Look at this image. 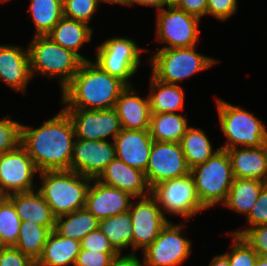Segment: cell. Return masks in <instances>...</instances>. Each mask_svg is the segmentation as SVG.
Segmentation results:
<instances>
[{
  "label": "cell",
  "mask_w": 267,
  "mask_h": 266,
  "mask_svg": "<svg viewBox=\"0 0 267 266\" xmlns=\"http://www.w3.org/2000/svg\"><path fill=\"white\" fill-rule=\"evenodd\" d=\"M73 138V124L63 108L38 128L23 124L21 128V145L39 172L70 170L75 142Z\"/></svg>",
  "instance_id": "6da1fadb"
},
{
  "label": "cell",
  "mask_w": 267,
  "mask_h": 266,
  "mask_svg": "<svg viewBox=\"0 0 267 266\" xmlns=\"http://www.w3.org/2000/svg\"><path fill=\"white\" fill-rule=\"evenodd\" d=\"M127 85L90 60L83 61L73 79L62 89L63 109H114Z\"/></svg>",
  "instance_id": "7a4b0ae2"
},
{
  "label": "cell",
  "mask_w": 267,
  "mask_h": 266,
  "mask_svg": "<svg viewBox=\"0 0 267 266\" xmlns=\"http://www.w3.org/2000/svg\"><path fill=\"white\" fill-rule=\"evenodd\" d=\"M39 174L42 183L37 190L56 218L85 208L87 192L93 179L72 170L43 171Z\"/></svg>",
  "instance_id": "3957f363"
},
{
  "label": "cell",
  "mask_w": 267,
  "mask_h": 266,
  "mask_svg": "<svg viewBox=\"0 0 267 266\" xmlns=\"http://www.w3.org/2000/svg\"><path fill=\"white\" fill-rule=\"evenodd\" d=\"M33 37L27 48L32 76L36 74L50 78L59 77L63 89L78 72L83 60L47 35Z\"/></svg>",
  "instance_id": "277c9868"
},
{
  "label": "cell",
  "mask_w": 267,
  "mask_h": 266,
  "mask_svg": "<svg viewBox=\"0 0 267 266\" xmlns=\"http://www.w3.org/2000/svg\"><path fill=\"white\" fill-rule=\"evenodd\" d=\"M216 104L221 131L228 140L220 149L260 147L267 143L265 124L253 113L218 98Z\"/></svg>",
  "instance_id": "5b68a950"
},
{
  "label": "cell",
  "mask_w": 267,
  "mask_h": 266,
  "mask_svg": "<svg viewBox=\"0 0 267 266\" xmlns=\"http://www.w3.org/2000/svg\"><path fill=\"white\" fill-rule=\"evenodd\" d=\"M190 174L194 179L198 198L206 209L225 202L234 180L226 150L219 149L207 161L191 168Z\"/></svg>",
  "instance_id": "8992f818"
},
{
  "label": "cell",
  "mask_w": 267,
  "mask_h": 266,
  "mask_svg": "<svg viewBox=\"0 0 267 266\" xmlns=\"http://www.w3.org/2000/svg\"><path fill=\"white\" fill-rule=\"evenodd\" d=\"M195 48L158 49L149 59L152 75L162 82L179 84L177 82L217 63V60L197 53Z\"/></svg>",
  "instance_id": "52a82bcc"
},
{
  "label": "cell",
  "mask_w": 267,
  "mask_h": 266,
  "mask_svg": "<svg viewBox=\"0 0 267 266\" xmlns=\"http://www.w3.org/2000/svg\"><path fill=\"white\" fill-rule=\"evenodd\" d=\"M151 195L156 199L163 215L166 212L183 216L186 221L206 209L198 198L190 173L155 185L151 189Z\"/></svg>",
  "instance_id": "ba28073f"
},
{
  "label": "cell",
  "mask_w": 267,
  "mask_h": 266,
  "mask_svg": "<svg viewBox=\"0 0 267 266\" xmlns=\"http://www.w3.org/2000/svg\"><path fill=\"white\" fill-rule=\"evenodd\" d=\"M143 51L145 49H140L128 37H114L104 40L98 46L94 63L110 75L118 77L127 86H132L129 80L138 70Z\"/></svg>",
  "instance_id": "9c48e42d"
},
{
  "label": "cell",
  "mask_w": 267,
  "mask_h": 266,
  "mask_svg": "<svg viewBox=\"0 0 267 266\" xmlns=\"http://www.w3.org/2000/svg\"><path fill=\"white\" fill-rule=\"evenodd\" d=\"M157 12V40L168 44L160 49L196 46L200 35V18L176 8L173 4Z\"/></svg>",
  "instance_id": "30bf717a"
},
{
  "label": "cell",
  "mask_w": 267,
  "mask_h": 266,
  "mask_svg": "<svg viewBox=\"0 0 267 266\" xmlns=\"http://www.w3.org/2000/svg\"><path fill=\"white\" fill-rule=\"evenodd\" d=\"M182 224L169 221L143 252L142 266H180L191 253V241L181 236Z\"/></svg>",
  "instance_id": "8fae6325"
},
{
  "label": "cell",
  "mask_w": 267,
  "mask_h": 266,
  "mask_svg": "<svg viewBox=\"0 0 267 266\" xmlns=\"http://www.w3.org/2000/svg\"><path fill=\"white\" fill-rule=\"evenodd\" d=\"M144 173L150 189L161 182L189 174L190 168L180 142L154 141Z\"/></svg>",
  "instance_id": "7c38bea8"
},
{
  "label": "cell",
  "mask_w": 267,
  "mask_h": 266,
  "mask_svg": "<svg viewBox=\"0 0 267 266\" xmlns=\"http://www.w3.org/2000/svg\"><path fill=\"white\" fill-rule=\"evenodd\" d=\"M149 196L137 198L139 201L135 205L132 202L128 210L133 228L131 254H135L138 249H146L169 222L156 199Z\"/></svg>",
  "instance_id": "4fadbf2b"
},
{
  "label": "cell",
  "mask_w": 267,
  "mask_h": 266,
  "mask_svg": "<svg viewBox=\"0 0 267 266\" xmlns=\"http://www.w3.org/2000/svg\"><path fill=\"white\" fill-rule=\"evenodd\" d=\"M36 172L39 170L20 144L0 155V190L7 195L33 191Z\"/></svg>",
  "instance_id": "5bb4252c"
},
{
  "label": "cell",
  "mask_w": 267,
  "mask_h": 266,
  "mask_svg": "<svg viewBox=\"0 0 267 266\" xmlns=\"http://www.w3.org/2000/svg\"><path fill=\"white\" fill-rule=\"evenodd\" d=\"M69 115L74 128L75 139L93 141L107 140L112 136L114 141L122 130L120 119L115 109L86 110L64 109Z\"/></svg>",
  "instance_id": "9a60e30c"
},
{
  "label": "cell",
  "mask_w": 267,
  "mask_h": 266,
  "mask_svg": "<svg viewBox=\"0 0 267 266\" xmlns=\"http://www.w3.org/2000/svg\"><path fill=\"white\" fill-rule=\"evenodd\" d=\"M115 157L114 141L75 139L70 170L97 179Z\"/></svg>",
  "instance_id": "2e32d148"
},
{
  "label": "cell",
  "mask_w": 267,
  "mask_h": 266,
  "mask_svg": "<svg viewBox=\"0 0 267 266\" xmlns=\"http://www.w3.org/2000/svg\"><path fill=\"white\" fill-rule=\"evenodd\" d=\"M94 185L89 186L85 208L98 220L126 212L130 209L133 197L130 193L116 187L103 184L93 179Z\"/></svg>",
  "instance_id": "e0dca14e"
},
{
  "label": "cell",
  "mask_w": 267,
  "mask_h": 266,
  "mask_svg": "<svg viewBox=\"0 0 267 266\" xmlns=\"http://www.w3.org/2000/svg\"><path fill=\"white\" fill-rule=\"evenodd\" d=\"M153 142L149 130L122 129L114 139L116 158L145 172Z\"/></svg>",
  "instance_id": "ac0fdd59"
},
{
  "label": "cell",
  "mask_w": 267,
  "mask_h": 266,
  "mask_svg": "<svg viewBox=\"0 0 267 266\" xmlns=\"http://www.w3.org/2000/svg\"><path fill=\"white\" fill-rule=\"evenodd\" d=\"M97 180L105 185L126 191L135 198L151 194L145 173L137 168L130 167L116 157L106 166Z\"/></svg>",
  "instance_id": "d6986e66"
},
{
  "label": "cell",
  "mask_w": 267,
  "mask_h": 266,
  "mask_svg": "<svg viewBox=\"0 0 267 266\" xmlns=\"http://www.w3.org/2000/svg\"><path fill=\"white\" fill-rule=\"evenodd\" d=\"M31 78L28 49L0 45V80L11 88L26 93V85Z\"/></svg>",
  "instance_id": "ffe728a7"
},
{
  "label": "cell",
  "mask_w": 267,
  "mask_h": 266,
  "mask_svg": "<svg viewBox=\"0 0 267 266\" xmlns=\"http://www.w3.org/2000/svg\"><path fill=\"white\" fill-rule=\"evenodd\" d=\"M234 178L257 179L267 183V143L260 147L226 150Z\"/></svg>",
  "instance_id": "44dd1931"
},
{
  "label": "cell",
  "mask_w": 267,
  "mask_h": 266,
  "mask_svg": "<svg viewBox=\"0 0 267 266\" xmlns=\"http://www.w3.org/2000/svg\"><path fill=\"white\" fill-rule=\"evenodd\" d=\"M114 109L122 129L149 130L151 113L148 96L144 99L136 95L133 86H127L120 93Z\"/></svg>",
  "instance_id": "7402d4cb"
},
{
  "label": "cell",
  "mask_w": 267,
  "mask_h": 266,
  "mask_svg": "<svg viewBox=\"0 0 267 266\" xmlns=\"http://www.w3.org/2000/svg\"><path fill=\"white\" fill-rule=\"evenodd\" d=\"M35 191V192H34ZM21 221H30L46 228H55L56 217L38 190L8 195Z\"/></svg>",
  "instance_id": "603a6c76"
},
{
  "label": "cell",
  "mask_w": 267,
  "mask_h": 266,
  "mask_svg": "<svg viewBox=\"0 0 267 266\" xmlns=\"http://www.w3.org/2000/svg\"><path fill=\"white\" fill-rule=\"evenodd\" d=\"M80 249V241L63 237L52 230L36 266H74Z\"/></svg>",
  "instance_id": "cb8c5ba5"
},
{
  "label": "cell",
  "mask_w": 267,
  "mask_h": 266,
  "mask_svg": "<svg viewBox=\"0 0 267 266\" xmlns=\"http://www.w3.org/2000/svg\"><path fill=\"white\" fill-rule=\"evenodd\" d=\"M93 29L82 21L62 17L47 34L55 43L76 53L83 61L88 60L79 54V49L92 39Z\"/></svg>",
  "instance_id": "d4e9b609"
},
{
  "label": "cell",
  "mask_w": 267,
  "mask_h": 266,
  "mask_svg": "<svg viewBox=\"0 0 267 266\" xmlns=\"http://www.w3.org/2000/svg\"><path fill=\"white\" fill-rule=\"evenodd\" d=\"M148 96L150 113H176L184 108V90L179 84L162 82L151 75Z\"/></svg>",
  "instance_id": "484cf974"
},
{
  "label": "cell",
  "mask_w": 267,
  "mask_h": 266,
  "mask_svg": "<svg viewBox=\"0 0 267 266\" xmlns=\"http://www.w3.org/2000/svg\"><path fill=\"white\" fill-rule=\"evenodd\" d=\"M265 184L257 179L234 178L229 194L222 205L247 216Z\"/></svg>",
  "instance_id": "4316f807"
},
{
  "label": "cell",
  "mask_w": 267,
  "mask_h": 266,
  "mask_svg": "<svg viewBox=\"0 0 267 266\" xmlns=\"http://www.w3.org/2000/svg\"><path fill=\"white\" fill-rule=\"evenodd\" d=\"M99 228V220L86 208L56 218L54 230L61 236L81 241Z\"/></svg>",
  "instance_id": "83f0119b"
},
{
  "label": "cell",
  "mask_w": 267,
  "mask_h": 266,
  "mask_svg": "<svg viewBox=\"0 0 267 266\" xmlns=\"http://www.w3.org/2000/svg\"><path fill=\"white\" fill-rule=\"evenodd\" d=\"M189 128L187 119L177 113L150 115V136L159 142H180Z\"/></svg>",
  "instance_id": "f1b7e54d"
},
{
  "label": "cell",
  "mask_w": 267,
  "mask_h": 266,
  "mask_svg": "<svg viewBox=\"0 0 267 266\" xmlns=\"http://www.w3.org/2000/svg\"><path fill=\"white\" fill-rule=\"evenodd\" d=\"M188 167L191 169L211 158L220 148L213 150L201 128L189 127L180 141Z\"/></svg>",
  "instance_id": "f546056e"
},
{
  "label": "cell",
  "mask_w": 267,
  "mask_h": 266,
  "mask_svg": "<svg viewBox=\"0 0 267 266\" xmlns=\"http://www.w3.org/2000/svg\"><path fill=\"white\" fill-rule=\"evenodd\" d=\"M99 229L119 254L130 245L132 248L133 228L129 211L99 220Z\"/></svg>",
  "instance_id": "4dcf8cb0"
},
{
  "label": "cell",
  "mask_w": 267,
  "mask_h": 266,
  "mask_svg": "<svg viewBox=\"0 0 267 266\" xmlns=\"http://www.w3.org/2000/svg\"><path fill=\"white\" fill-rule=\"evenodd\" d=\"M28 11L35 24V36L47 35L63 17V0H31Z\"/></svg>",
  "instance_id": "1f68e13d"
},
{
  "label": "cell",
  "mask_w": 267,
  "mask_h": 266,
  "mask_svg": "<svg viewBox=\"0 0 267 266\" xmlns=\"http://www.w3.org/2000/svg\"><path fill=\"white\" fill-rule=\"evenodd\" d=\"M52 230L54 228H46L30 221H23L15 247L37 261Z\"/></svg>",
  "instance_id": "d6a6232c"
},
{
  "label": "cell",
  "mask_w": 267,
  "mask_h": 266,
  "mask_svg": "<svg viewBox=\"0 0 267 266\" xmlns=\"http://www.w3.org/2000/svg\"><path fill=\"white\" fill-rule=\"evenodd\" d=\"M21 222L13 203L7 198L0 206V238L5 247L16 245Z\"/></svg>",
  "instance_id": "836d02e7"
},
{
  "label": "cell",
  "mask_w": 267,
  "mask_h": 266,
  "mask_svg": "<svg viewBox=\"0 0 267 266\" xmlns=\"http://www.w3.org/2000/svg\"><path fill=\"white\" fill-rule=\"evenodd\" d=\"M228 233L234 238L231 252L224 253L229 260L230 266H255L258 254L242 236Z\"/></svg>",
  "instance_id": "e575fe53"
},
{
  "label": "cell",
  "mask_w": 267,
  "mask_h": 266,
  "mask_svg": "<svg viewBox=\"0 0 267 266\" xmlns=\"http://www.w3.org/2000/svg\"><path fill=\"white\" fill-rule=\"evenodd\" d=\"M99 3V0H63V16L88 24Z\"/></svg>",
  "instance_id": "d590c367"
},
{
  "label": "cell",
  "mask_w": 267,
  "mask_h": 266,
  "mask_svg": "<svg viewBox=\"0 0 267 266\" xmlns=\"http://www.w3.org/2000/svg\"><path fill=\"white\" fill-rule=\"evenodd\" d=\"M7 117L0 119V155L14 150L21 144L22 124Z\"/></svg>",
  "instance_id": "8d00e7d4"
},
{
  "label": "cell",
  "mask_w": 267,
  "mask_h": 266,
  "mask_svg": "<svg viewBox=\"0 0 267 266\" xmlns=\"http://www.w3.org/2000/svg\"><path fill=\"white\" fill-rule=\"evenodd\" d=\"M231 233L242 236L258 256L267 257V224Z\"/></svg>",
  "instance_id": "74e56055"
},
{
  "label": "cell",
  "mask_w": 267,
  "mask_h": 266,
  "mask_svg": "<svg viewBox=\"0 0 267 266\" xmlns=\"http://www.w3.org/2000/svg\"><path fill=\"white\" fill-rule=\"evenodd\" d=\"M118 252H98L80 249L74 266H109Z\"/></svg>",
  "instance_id": "f35d334b"
},
{
  "label": "cell",
  "mask_w": 267,
  "mask_h": 266,
  "mask_svg": "<svg viewBox=\"0 0 267 266\" xmlns=\"http://www.w3.org/2000/svg\"><path fill=\"white\" fill-rule=\"evenodd\" d=\"M80 247L82 250L117 252L110 244L109 239L99 228L81 239Z\"/></svg>",
  "instance_id": "ab89813d"
},
{
  "label": "cell",
  "mask_w": 267,
  "mask_h": 266,
  "mask_svg": "<svg viewBox=\"0 0 267 266\" xmlns=\"http://www.w3.org/2000/svg\"><path fill=\"white\" fill-rule=\"evenodd\" d=\"M248 224L253 228L267 224V183L262 187L259 197L247 215Z\"/></svg>",
  "instance_id": "60d3db41"
},
{
  "label": "cell",
  "mask_w": 267,
  "mask_h": 266,
  "mask_svg": "<svg viewBox=\"0 0 267 266\" xmlns=\"http://www.w3.org/2000/svg\"><path fill=\"white\" fill-rule=\"evenodd\" d=\"M238 0H207V15L225 21L236 13Z\"/></svg>",
  "instance_id": "b9f144b4"
},
{
  "label": "cell",
  "mask_w": 267,
  "mask_h": 266,
  "mask_svg": "<svg viewBox=\"0 0 267 266\" xmlns=\"http://www.w3.org/2000/svg\"><path fill=\"white\" fill-rule=\"evenodd\" d=\"M0 266H36V261L10 246L0 251Z\"/></svg>",
  "instance_id": "7bdbcfd3"
},
{
  "label": "cell",
  "mask_w": 267,
  "mask_h": 266,
  "mask_svg": "<svg viewBox=\"0 0 267 266\" xmlns=\"http://www.w3.org/2000/svg\"><path fill=\"white\" fill-rule=\"evenodd\" d=\"M176 8L201 19L207 15V0H174Z\"/></svg>",
  "instance_id": "ee69618b"
},
{
  "label": "cell",
  "mask_w": 267,
  "mask_h": 266,
  "mask_svg": "<svg viewBox=\"0 0 267 266\" xmlns=\"http://www.w3.org/2000/svg\"><path fill=\"white\" fill-rule=\"evenodd\" d=\"M109 266H142V262L138 259L136 254H128L122 256L119 254L115 257Z\"/></svg>",
  "instance_id": "f6af8a7d"
},
{
  "label": "cell",
  "mask_w": 267,
  "mask_h": 266,
  "mask_svg": "<svg viewBox=\"0 0 267 266\" xmlns=\"http://www.w3.org/2000/svg\"><path fill=\"white\" fill-rule=\"evenodd\" d=\"M135 3L154 8L156 7V10L159 11L160 9L165 8L164 6L172 5L173 2L171 0H131V6H133Z\"/></svg>",
  "instance_id": "bcb514c9"
},
{
  "label": "cell",
  "mask_w": 267,
  "mask_h": 266,
  "mask_svg": "<svg viewBox=\"0 0 267 266\" xmlns=\"http://www.w3.org/2000/svg\"><path fill=\"white\" fill-rule=\"evenodd\" d=\"M209 266H230L228 258L224 254H219L211 260Z\"/></svg>",
  "instance_id": "7dc6e473"
},
{
  "label": "cell",
  "mask_w": 267,
  "mask_h": 266,
  "mask_svg": "<svg viewBox=\"0 0 267 266\" xmlns=\"http://www.w3.org/2000/svg\"><path fill=\"white\" fill-rule=\"evenodd\" d=\"M99 2H108V3H116V4L131 6V0H99Z\"/></svg>",
  "instance_id": "c3c4849f"
},
{
  "label": "cell",
  "mask_w": 267,
  "mask_h": 266,
  "mask_svg": "<svg viewBox=\"0 0 267 266\" xmlns=\"http://www.w3.org/2000/svg\"><path fill=\"white\" fill-rule=\"evenodd\" d=\"M255 266H267V257L258 256Z\"/></svg>",
  "instance_id": "681fc988"
},
{
  "label": "cell",
  "mask_w": 267,
  "mask_h": 266,
  "mask_svg": "<svg viewBox=\"0 0 267 266\" xmlns=\"http://www.w3.org/2000/svg\"><path fill=\"white\" fill-rule=\"evenodd\" d=\"M8 198V195L0 190V206L4 203V201Z\"/></svg>",
  "instance_id": "f907efd6"
},
{
  "label": "cell",
  "mask_w": 267,
  "mask_h": 266,
  "mask_svg": "<svg viewBox=\"0 0 267 266\" xmlns=\"http://www.w3.org/2000/svg\"><path fill=\"white\" fill-rule=\"evenodd\" d=\"M5 248V245L3 244L1 238H0V251Z\"/></svg>",
  "instance_id": "816d5d0a"
}]
</instances>
